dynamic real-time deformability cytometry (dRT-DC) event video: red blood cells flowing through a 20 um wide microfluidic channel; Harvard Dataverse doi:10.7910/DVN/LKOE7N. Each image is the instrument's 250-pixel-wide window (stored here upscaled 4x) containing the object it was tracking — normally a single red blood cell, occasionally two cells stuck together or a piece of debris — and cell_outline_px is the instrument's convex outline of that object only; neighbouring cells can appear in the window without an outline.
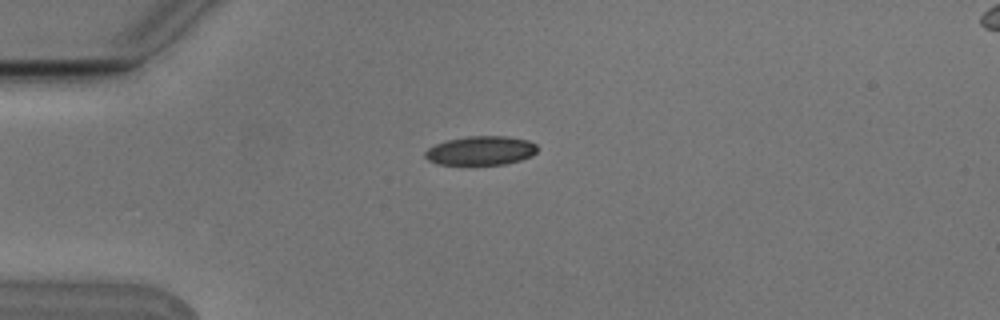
{"species": "Egyptian fruit bat (a non-hibernating species)", "species_latin": "Rousettus aegyptiacus", "temperature_condition": "cold", "stored_images_in_passage": 3, "camera_frame_rate_fps": 3000, "um_per_image_px": 0.085, "animal": {"sex": "male"}, "frame": {"image": 1, "passage_image": 2, "time_ms": 0.333, "image_size_px": [1000, 320], "cell_outline_px": [[536, 152], [532, 156], [520, 160], [504, 164], [436, 164], [428, 160], [424, 156], [424, 152], [428, 148], [436, 144], [448, 140], [468, 136], [508, 136], [528, 140], [536, 144]], "centroid_in_image_um": [40.86, 12.8], "position_along_channel_um": 44.1, "area_um2": 18.9}}